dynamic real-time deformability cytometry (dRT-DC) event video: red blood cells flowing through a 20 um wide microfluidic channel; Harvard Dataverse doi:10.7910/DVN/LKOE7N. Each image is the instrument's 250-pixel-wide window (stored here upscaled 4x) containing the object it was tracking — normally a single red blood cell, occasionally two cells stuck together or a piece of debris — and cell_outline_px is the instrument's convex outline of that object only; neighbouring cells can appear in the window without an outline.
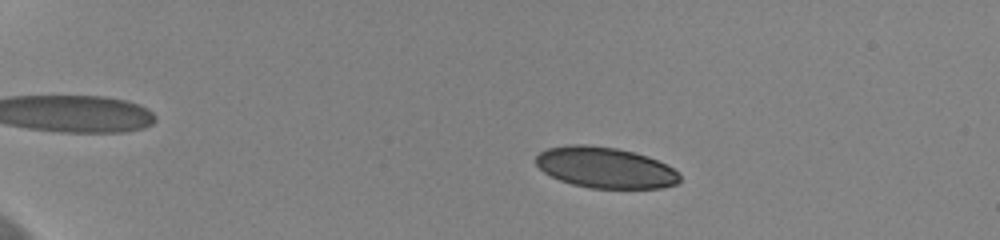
{"species": "human", "species_latin": "Homo sapiens", "temperature_condition": "cold", "stored_images_in_passage": 58, "camera_frame_rate_fps": 3000, "um_per_image_px": 0.085, "donor": {"sex": "female"}, "frame": {"image": 1, "passage_image": 13, "time_ms": 4.0, "image_size_px": [1000, 240], "cell_outline_px": [[680, 180], [676, 184], [660, 188], [588, 188], [572, 184], [560, 180], [544, 172], [536, 164], [536, 156], [540, 152], [548, 148], [568, 144], [584, 144], [616, 148], [648, 156], [672, 168], [680, 176]], "centroid_in_image_um": [51.41, 14.24], "position_along_channel_um": 33.6, "area_um2": 34.1}}
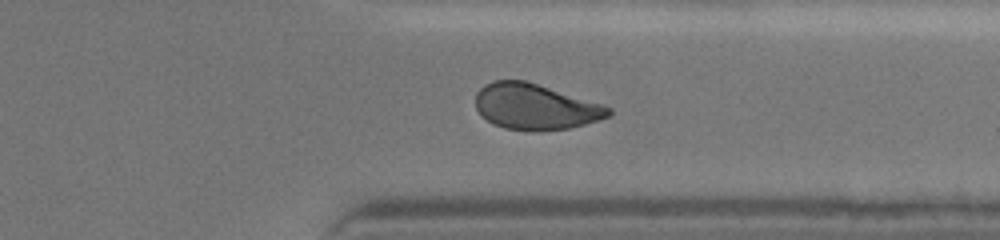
{"frame": {"image": 2, "passage_image": 48, "time_ms": 15.667, "image_size_px": [1000, 240], "cell_outline_px": [[612, 112], [608, 116], [600, 120], [568, 128], [540, 132], [532, 132], [504, 128], [492, 124], [476, 108], [476, 92], [484, 84], [492, 80], [524, 80], [604, 104], [612, 108]], "centroid_in_image_um": [45.51, 9.08], "position_along_channel_um": 365.9, "area_um2": 35.72}}
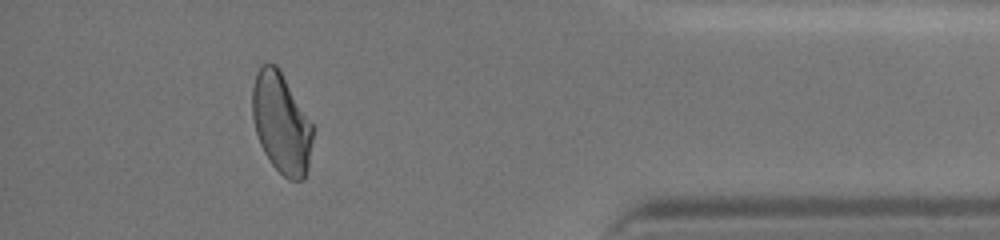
{"frame": {"image": 3, "passage_image": 54, "time_ms": 17.667, "image_size_px": [1000, 240], "cell_outline_px": [[312, 140], [308, 168], [304, 180], [288, 180], [268, 160], [260, 144], [256, 132], [252, 116], [252, 88], [256, 72], [260, 64], [276, 64], [280, 68], [312, 124]], "centroid_in_image_um": [23.89, 10.45], "position_along_channel_um": 411.3, "area_um2": 35.43}, "authors_computed_cell_mechanics": {"area_um2": 35.9227, "velocity_mm_per_s": 3.6466, "shape_relaxation_time_tau1_ms": 6.2308, "shape_relaxation_time_tau2_ms": 1.9042, "deformation_change_tau1": 0.1434, "deformation_change_tau2": 0.07}}